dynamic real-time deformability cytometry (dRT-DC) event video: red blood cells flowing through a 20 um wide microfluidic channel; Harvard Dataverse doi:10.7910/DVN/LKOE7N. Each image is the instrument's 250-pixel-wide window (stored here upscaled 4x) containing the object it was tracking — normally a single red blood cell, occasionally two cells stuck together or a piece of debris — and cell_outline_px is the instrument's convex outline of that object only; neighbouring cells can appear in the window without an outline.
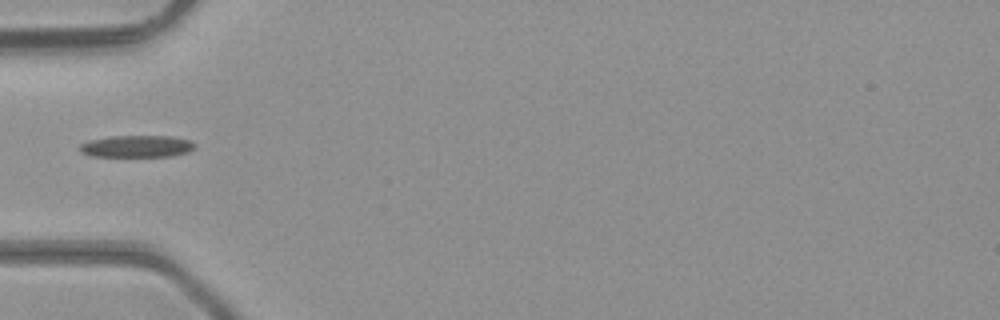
{"species": "common noctule bat (a hibernating species)", "species_latin": "Nyctalus noctula", "temperature_condition": "room temperature", "stored_images_in_passage": 5, "camera_frame_rate_fps": 3000, "um_per_image_px": 0.085, "animal": {"sex": "male", "body_mass_g": 23.1, "forearm_length_mm": 52.7}, "frame": {"image": 1, "passage_image": 4, "time_ms": 1.0, "image_size_px": [1000, 320], "cell_outline_px": [[196, 148], [188, 152], [172, 156], [88, 156], [80, 152], [80, 144], [88, 140], [108, 136], [172, 136], [192, 140], [196, 144]], "centroid_in_image_um": [11.65, 12.43], "position_along_channel_um": 73.4, "area_um2": 14.97}}
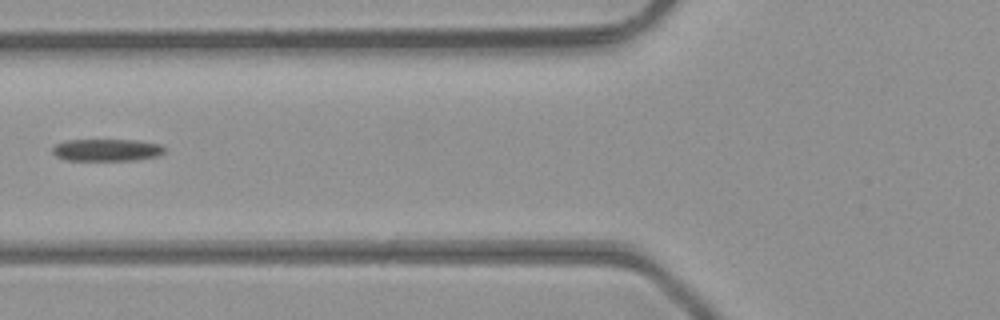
{"frame": {"image": 2, "passage_image": 5, "time_ms": 1.333, "image_size_px": [1000, 320], "cell_outline_px": [[164, 152], [156, 156], [136, 160], [64, 160], [56, 156], [52, 152], [52, 148], [56, 144], [68, 140], [136, 140], [160, 144], [164, 148]], "centroid_in_image_um": [9.05, 12.75], "position_along_channel_um": 116.7, "area_um2": 14.39}}